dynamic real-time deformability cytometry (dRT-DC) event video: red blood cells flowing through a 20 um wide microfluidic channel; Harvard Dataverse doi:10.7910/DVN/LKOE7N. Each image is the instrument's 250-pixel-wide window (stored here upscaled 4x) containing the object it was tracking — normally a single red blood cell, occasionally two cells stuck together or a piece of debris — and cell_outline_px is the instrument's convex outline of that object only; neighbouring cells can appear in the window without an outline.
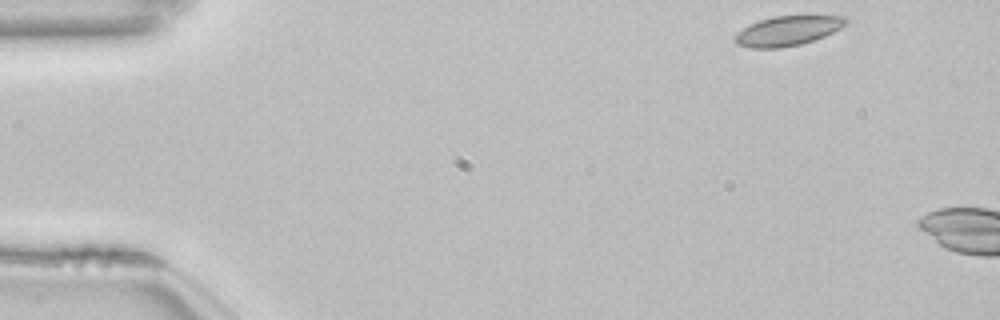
{"species": "common noctule bat (a hibernating species)", "species_latin": "Nyctalus noctula", "temperature_condition": "room temperature", "stored_images_in_passage": 5, "camera_frame_rate_fps": 3000, "um_per_image_px": 0.085, "animal": {"sex": "female", "body_mass_g": 22.7, "forearm_length_mm": 54.2}, "frame": {"image": 1, "passage_image": 1, "time_ms": 0.0, "image_size_px": [1000, 320], "cell_outline_px": [[848, 20], [840, 28], [824, 36], [800, 44], [780, 48], [752, 48], [736, 44], [732, 36], [748, 24], [772, 16], [848, 16]], "centroid_in_image_um": [66.89, 2.62], "position_along_channel_um": 18.1, "area_um2": 19.13}}